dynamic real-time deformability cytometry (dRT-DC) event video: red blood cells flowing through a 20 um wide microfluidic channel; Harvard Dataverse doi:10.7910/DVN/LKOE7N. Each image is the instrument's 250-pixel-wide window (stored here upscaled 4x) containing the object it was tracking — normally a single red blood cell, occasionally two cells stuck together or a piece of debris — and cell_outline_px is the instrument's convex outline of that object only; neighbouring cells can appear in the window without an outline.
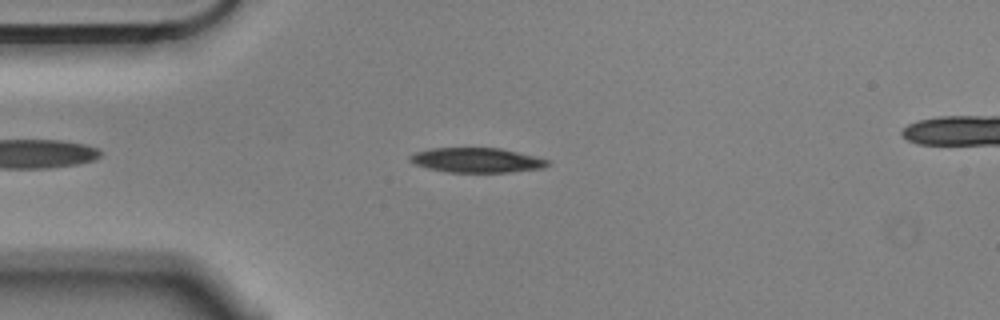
{"species": "Egyptian fruit bat (a non-hibernating species)", "species_latin": "Rousettus aegyptiacus", "temperature_condition": "cold", "stored_images_in_passage": 51, "camera_frame_rate_fps": 3000, "um_per_image_px": 0.085, "animal": {"sex": "male"}, "frame": {"image": 1, "passage_image": 8, "time_ms": 2.333, "image_size_px": [1000, 320], "cell_outline_px": [[552, 164], [544, 168], [508, 172], [448, 172], [428, 168], [416, 164], [408, 160], [408, 156], [416, 152], [432, 148], [500, 148], [552, 160]], "centroid_in_image_um": [40.57, 13.61], "position_along_channel_um": 44.4, "area_um2": 19.88}}
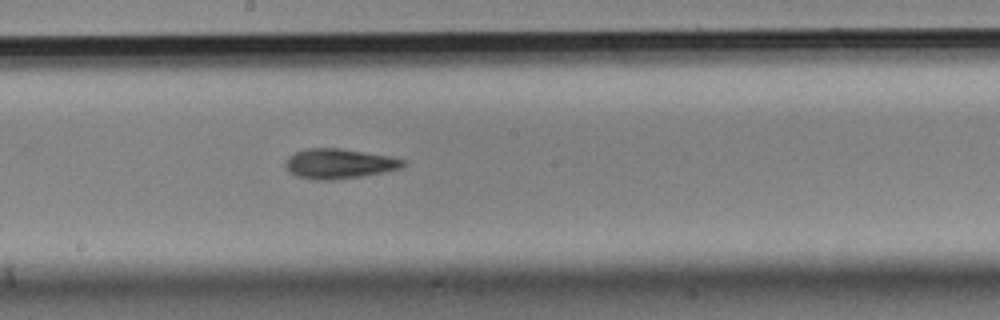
{"frame": {"image": 2, "passage_image": 24, "time_ms": 7.667, "image_size_px": [1000, 320], "cell_outline_px": [[404, 164], [400, 168], [384, 172], [360, 176], [332, 180], [312, 180], [296, 176], [288, 172], [284, 164], [288, 156], [296, 152], [308, 148], [340, 148], [392, 156], [404, 160]], "centroid_in_image_um": [28.78, 13.91], "position_along_channel_um": 219.4, "area_um2": 20.58}}
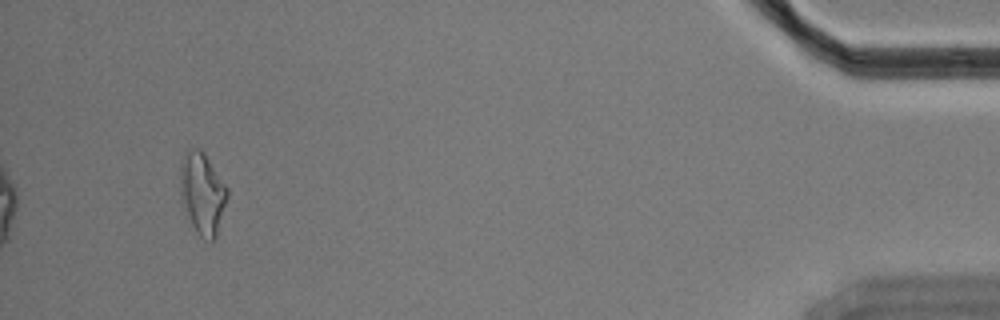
{"frame": {"image": 3, "passage_image": 47, "time_ms": 15.333, "image_size_px": [1000, 320], "cell_outline_px": [[228, 196], [216, 240], [204, 240], [200, 236], [184, 216], [180, 200], [180, 160], [184, 152], [188, 148], [200, 148], [204, 152], [228, 188]], "centroid_in_image_um": [17.17, 16.45], "position_along_channel_um": 418.0, "area_um2": 23.24}, "authors_computed_cell_mechanics": {"area_um2": 20.1144, "velocity_mm_per_s": 3.5607, "shape_relaxation_time_tau1_ms": 6.701, "shape_relaxation_time_tau2_ms": 3.954, "deformation_change_tau1": 0.2012, "deformation_change_tau2": 0.1404}}